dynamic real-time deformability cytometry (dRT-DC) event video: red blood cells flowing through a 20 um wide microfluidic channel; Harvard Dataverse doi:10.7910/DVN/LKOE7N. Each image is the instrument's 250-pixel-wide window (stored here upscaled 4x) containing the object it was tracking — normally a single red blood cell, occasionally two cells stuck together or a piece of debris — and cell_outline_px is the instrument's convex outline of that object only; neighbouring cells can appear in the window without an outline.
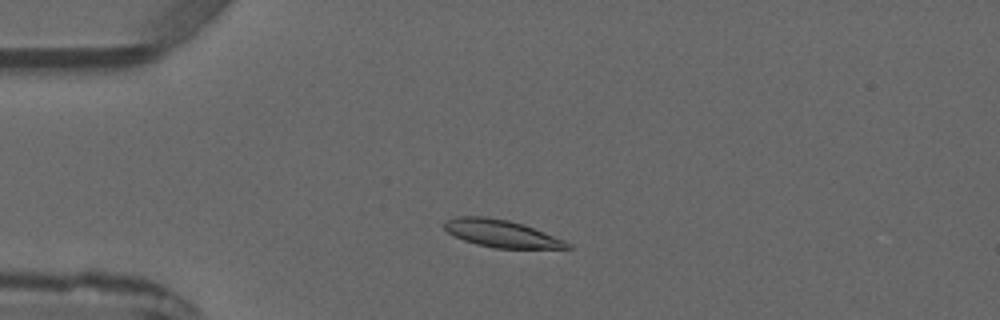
{"species": "common noctule bat (a hibernating species)", "species_latin": "Nyctalus noctula", "temperature_condition": "warm", "stored_images_in_passage": 2, "camera_frame_rate_fps": 3000, "um_per_image_px": 0.085, "animal": {"sex": "male", "forearm_length_mm": 52.5}, "frame": {"image": 1, "passage_image": 1, "time_ms": 0.0, "image_size_px": [1000, 320], "cell_outline_px": [[572, 248], [496, 248], [476, 244], [464, 240], [448, 232], [444, 228], [444, 220], [460, 216], [484, 216], [508, 220], [524, 224], [564, 240], [572, 244]], "centroid_in_image_um": [42.62, 19.84], "position_along_channel_um": 42.4, "area_um2": 19.48}}
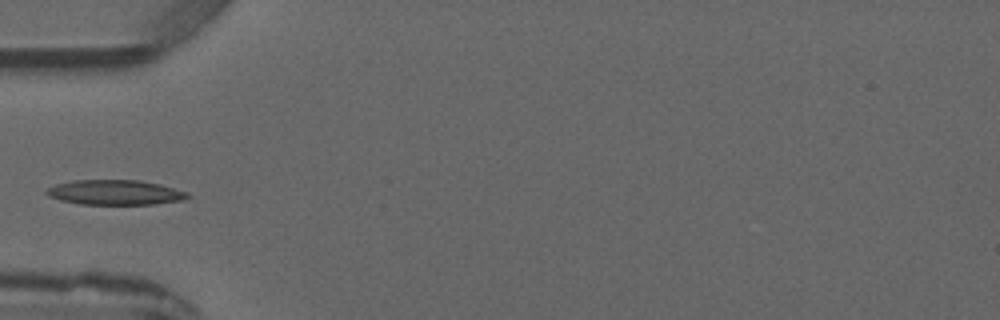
{"frame": {"image": 2, "passage_image": 2, "time_ms": 1.333, "image_size_px": [1000, 320], "cell_outline_px": [[192, 196], [184, 200], [152, 204], [80, 204], [60, 200], [48, 196], [44, 192], [48, 188], [56, 184], [72, 180], [140, 180], [160, 184], [188, 192]], "centroid_in_image_um": [9.79, 16.35], "position_along_channel_um": 75.2, "area_um2": 20.58}}